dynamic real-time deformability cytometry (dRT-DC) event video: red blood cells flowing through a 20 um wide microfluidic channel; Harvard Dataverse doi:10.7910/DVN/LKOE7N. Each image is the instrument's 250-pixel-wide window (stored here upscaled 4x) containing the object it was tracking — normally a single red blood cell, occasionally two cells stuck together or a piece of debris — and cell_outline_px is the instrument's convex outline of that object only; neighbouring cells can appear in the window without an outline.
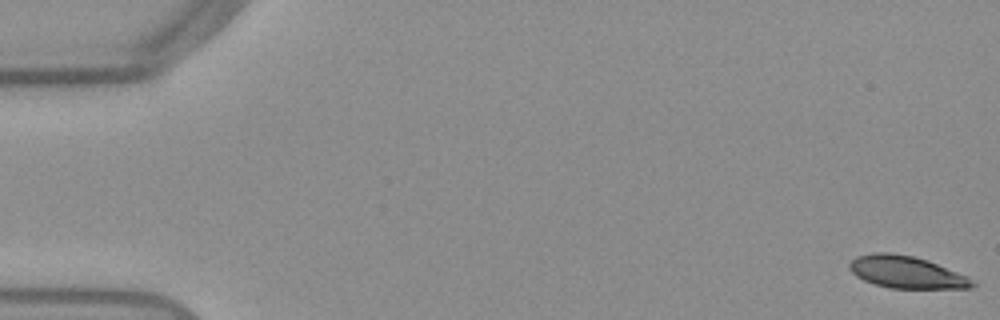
{"species": "Egyptian fruit bat (a non-hibernating species)", "species_latin": "Rousettus aegyptiacus", "temperature_condition": "warm", "stored_images_in_passage": 53, "camera_frame_rate_fps": 3000, "um_per_image_px": 0.085, "frame": {"image": 1, "passage_image": 1, "time_ms": 0.0, "image_size_px": [1000, 320], "cell_outline_px": [[980, 284], [972, 288], [888, 288], [864, 280], [856, 276], [848, 268], [848, 264], [856, 256], [872, 252], [892, 252], [912, 256], [928, 260], [968, 276]], "centroid_in_image_um": [77.07, 23.13], "position_along_channel_um": 7.9, "area_um2": 23.29}}
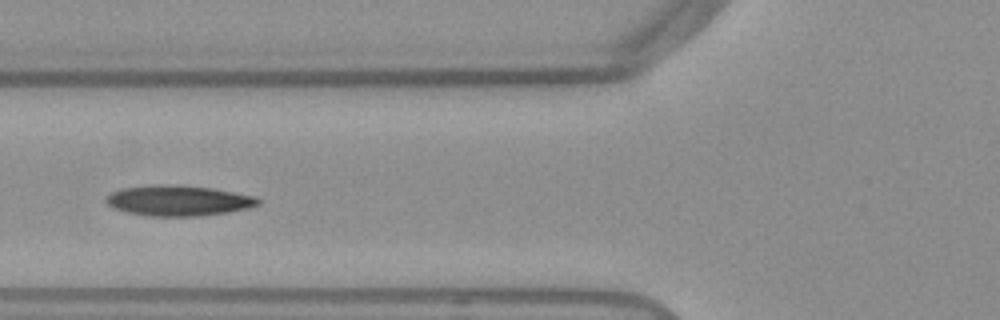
{"frame": {"image": 2, "passage_image": 21, "time_ms": 6.667, "image_size_px": [1000, 320], "cell_outline_px": [[260, 204], [248, 208], [228, 212], [200, 216], [148, 216], [128, 212], [112, 208], [104, 200], [112, 192], [124, 188], [156, 184], [164, 184], [212, 188], [256, 196], [260, 200]], "centroid_in_image_um": [15.18, 17.05], "position_along_channel_um": 110.6, "area_um2": 26.93}}
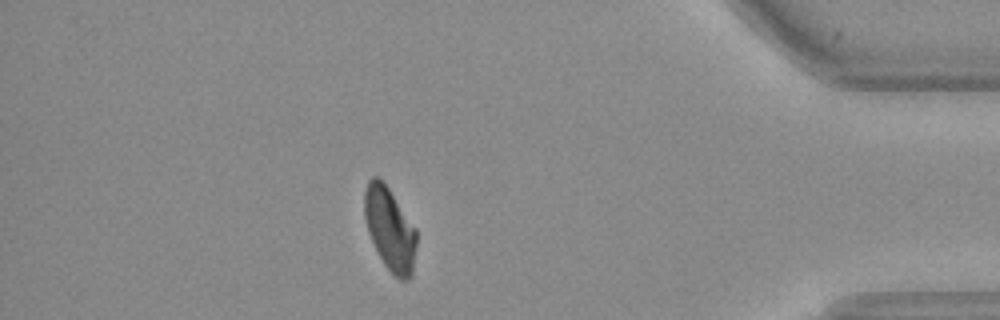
{"frame": {"image": 3, "passage_image": 47, "time_ms": 15.333, "image_size_px": [1000, 320], "cell_outline_px": [[416, 244], [412, 276], [408, 280], [400, 280], [384, 264], [368, 232], [364, 216], [364, 192], [368, 180], [372, 176], [376, 176], [388, 188], [416, 228]], "centroid_in_image_um": [33.14, 19.47], "position_along_channel_um": 402.1, "area_um2": 24.85}, "authors_computed_cell_mechanics": {"area_um2": 25.8944, "velocity_mm_per_s": 3.8299, "shape_relaxation_time_tau1_ms": 4.6143, "shape_relaxation_time_tau2_ms": null, "deformation_change_tau1": 0.1431, "deformation_change_tau2": null}}